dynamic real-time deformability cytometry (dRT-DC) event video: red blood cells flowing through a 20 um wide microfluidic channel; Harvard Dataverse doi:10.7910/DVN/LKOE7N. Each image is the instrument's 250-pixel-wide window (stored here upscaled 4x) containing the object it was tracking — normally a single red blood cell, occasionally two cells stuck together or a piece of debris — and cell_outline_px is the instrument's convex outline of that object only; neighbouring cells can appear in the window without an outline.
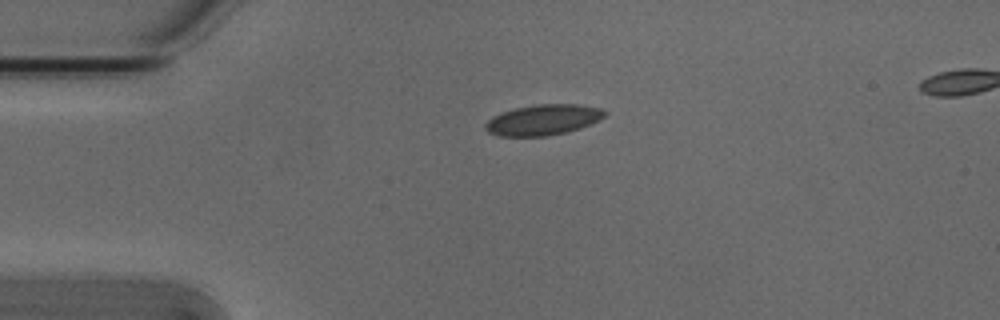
{"species": "Egyptian fruit bat (a non-hibernating species)", "species_latin": "Rousettus aegyptiacus", "temperature_condition": "cold", "stored_images_in_passage": 2, "camera_frame_rate_fps": 3000, "um_per_image_px": 0.085, "animal": {"sex": "male"}, "frame": {"image": 1, "passage_image": 2, "time_ms": 0.333, "image_size_px": [1000, 320], "cell_outline_px": [[608, 112], [600, 120], [592, 124], [580, 128], [564, 132], [544, 136], [500, 136], [488, 132], [484, 128], [484, 124], [492, 116], [500, 112], [512, 108], [536, 104], [576, 104], [600, 108]], "centroid_in_image_um": [46.14, 10.17], "position_along_channel_um": 38.9, "area_um2": 21.44}}